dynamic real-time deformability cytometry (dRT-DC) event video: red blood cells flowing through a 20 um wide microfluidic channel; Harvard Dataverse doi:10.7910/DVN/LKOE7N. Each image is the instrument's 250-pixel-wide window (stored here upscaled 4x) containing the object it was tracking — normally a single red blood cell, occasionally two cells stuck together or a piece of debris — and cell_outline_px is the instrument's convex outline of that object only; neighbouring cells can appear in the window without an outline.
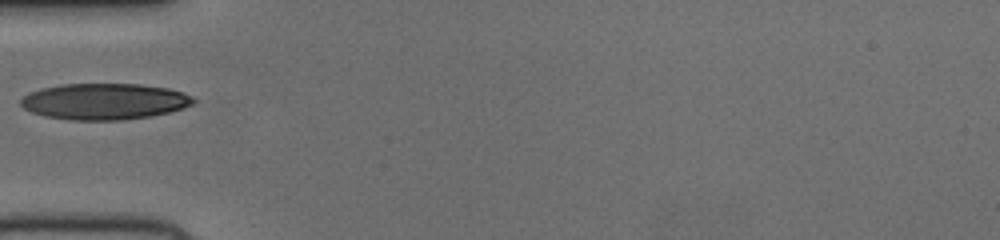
{"species": "human", "species_latin": "Homo sapiens", "temperature_condition": "cold", "stored_images_in_passage": 35, "camera_frame_rate_fps": 3000, "um_per_image_px": 0.085, "donor": {"sex": "female"}, "frame": {"image": 1, "passage_image": 1, "time_ms": 0.0, "image_size_px": [1000, 240], "cell_outline_px": [[196, 100], [192, 104], [184, 108], [152, 116], [124, 120], [68, 120], [44, 116], [32, 112], [24, 108], [20, 104], [20, 100], [28, 92], [40, 88], [60, 84], [140, 84], [168, 88], [192, 96]], "centroid_in_image_um": [8.84, 8.62], "position_along_channel_um": 76.2, "area_um2": 36.65}}
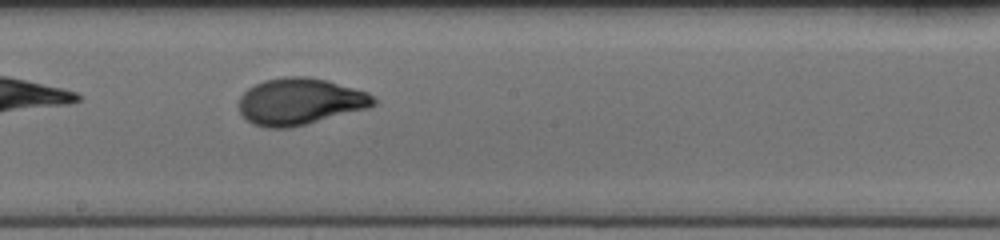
{"frame": {"image": 2, "passage_image": 12, "time_ms": 3.667, "image_size_px": [1000, 240], "cell_outline_px": [[376, 104], [368, 108], [288, 128], [268, 128], [252, 124], [240, 112], [240, 96], [248, 88], [264, 80], [284, 76], [308, 76], [328, 80], [368, 92], [376, 100]], "centroid_in_image_um": [25.5, 8.61], "position_along_channel_um": 222.7, "area_um2": 36.47}}
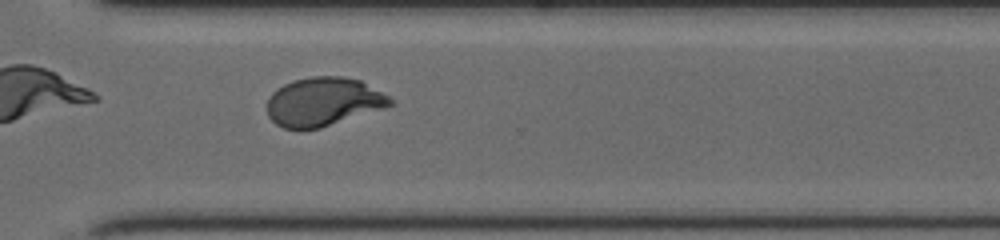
{"frame": {"image": 3, "passage_image": 21, "time_ms": 6.667, "image_size_px": [1000, 240], "cell_outline_px": [[392, 104], [384, 108], [320, 128], [284, 128], [276, 124], [268, 116], [268, 96], [276, 88], [292, 80], [312, 76], [344, 76], [360, 80], [388, 96], [392, 100]], "centroid_in_image_um": [27.45, 8.63], "position_along_channel_um": 343.1, "area_um2": 34.68}}